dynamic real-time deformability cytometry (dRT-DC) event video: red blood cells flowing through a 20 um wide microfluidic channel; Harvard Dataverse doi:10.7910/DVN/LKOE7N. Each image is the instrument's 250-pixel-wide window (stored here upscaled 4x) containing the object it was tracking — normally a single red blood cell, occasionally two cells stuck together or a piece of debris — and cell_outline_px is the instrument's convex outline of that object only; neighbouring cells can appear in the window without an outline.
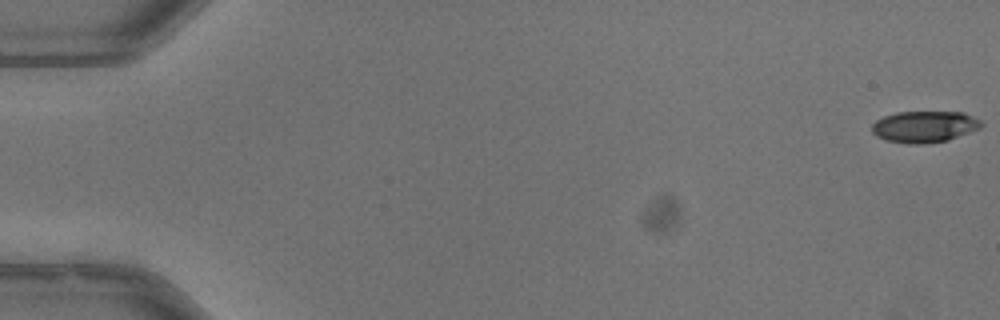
{"species": "common noctule bat (a hibernating species)", "species_latin": "Nyctalus noctula", "temperature_condition": "warm", "stored_images_in_passage": 53, "camera_frame_rate_fps": 3000, "um_per_image_px": 0.085, "animal": {"sex": "male", "body_mass_g": 13.3}, "frame": {"image": 1, "passage_image": 1, "time_ms": 0.0, "image_size_px": [1000, 320], "cell_outline_px": [[984, 124], [980, 128], [948, 140], [924, 144], [908, 144], [888, 140], [876, 136], [872, 132], [872, 124], [876, 120], [884, 116], [896, 112], [964, 112], [980, 120]], "centroid_in_image_um": [78.58, 10.76], "position_along_channel_um": 6.4, "area_um2": 20.06}}
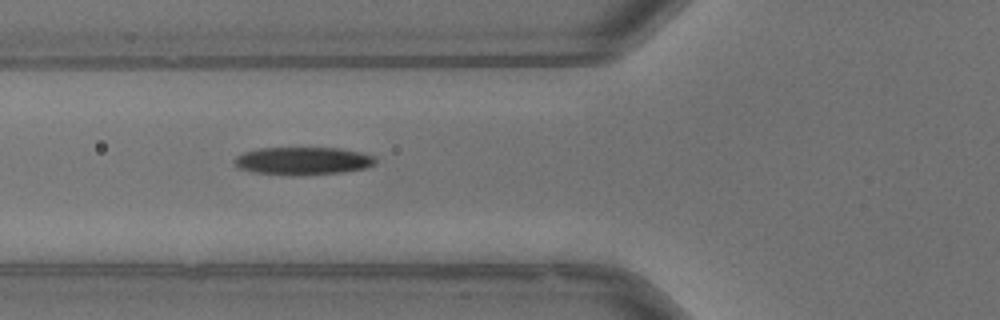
{"frame": {"image": 2, "passage_image": 21, "time_ms": 6.667, "image_size_px": [1000, 320], "cell_outline_px": [[376, 164], [364, 168], [344, 172], [292, 176], [252, 172], [240, 168], [232, 160], [236, 156], [244, 152], [260, 148], [340, 148], [360, 152], [376, 156]], "centroid_in_image_um": [25.76, 13.68], "position_along_channel_um": 100.0, "area_um2": 23.0}}
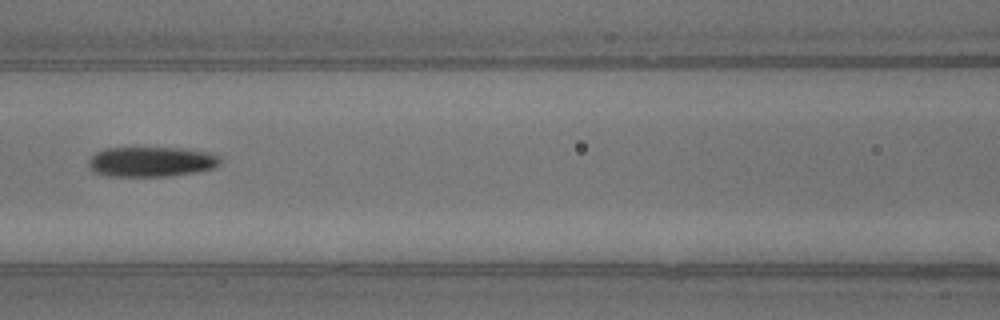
{"frame": {"image": 3, "passage_image": 25, "time_ms": 8.0, "image_size_px": [1000, 320], "cell_outline_px": [[220, 164], [216, 168], [196, 172], [172, 176], [108, 176], [96, 172], [88, 168], [88, 160], [96, 152], [104, 148], [184, 148], [208, 152], [220, 156]], "centroid_in_image_um": [12.88, 13.75], "position_along_channel_um": 153.7, "area_um2": 23.24}, "authors_computed_cell_mechanics": {"area_um2": 22.1952, "velocity_mm_per_s": 3.9808, "shape_relaxation_time_tau1_ms": 4.1181, "shape_relaxation_time_tau2_ms": 4.9113, "deformation_change_tau1": 0.1911, "deformation_change_tau2": 0.1334}}